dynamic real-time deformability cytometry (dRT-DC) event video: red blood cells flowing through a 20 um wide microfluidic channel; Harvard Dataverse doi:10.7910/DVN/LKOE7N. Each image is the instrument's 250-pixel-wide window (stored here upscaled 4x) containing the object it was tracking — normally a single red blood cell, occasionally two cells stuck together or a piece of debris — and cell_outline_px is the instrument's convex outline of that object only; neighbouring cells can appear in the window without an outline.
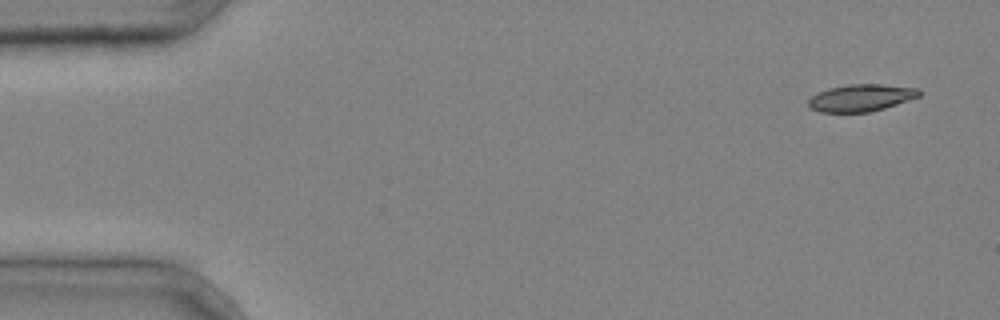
{"species": "common noctule bat (a hibernating species)", "species_latin": "Nyctalus noctula", "temperature_condition": "cold", "stored_images_in_passage": 3, "camera_frame_rate_fps": 3000, "um_per_image_px": 0.085, "animal": {"sex": "male", "body_mass_g": 20.4}, "frame": {"image": 1, "passage_image": 1, "time_ms": 0.0, "image_size_px": [1000, 320], "cell_outline_px": [[924, 92], [920, 96], [884, 108], [868, 112], [820, 112], [808, 108], [808, 100], [812, 96], [828, 88], [848, 84], [884, 84], [920, 88]], "centroid_in_image_um": [73.22, 8.3], "position_along_channel_um": 11.8, "area_um2": 17.63}}
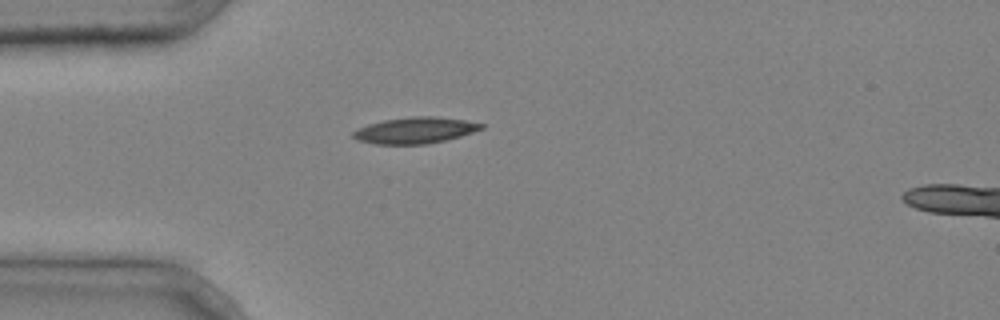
{"frame": {"image": 2, "passage_image": 3, "time_ms": 0.667, "image_size_px": [1000, 320], "cell_outline_px": [[484, 128], [460, 136], [428, 144], [376, 144], [356, 140], [352, 136], [352, 132], [368, 124], [384, 120], [412, 116], [436, 116], [464, 120], [484, 124]], "centroid_in_image_um": [35.27, 11.08], "position_along_channel_um": 49.7, "area_um2": 19.48}}